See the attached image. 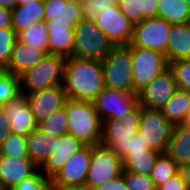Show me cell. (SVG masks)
I'll return each instance as SVG.
<instances>
[{
	"label": "cell",
	"instance_id": "cell-36",
	"mask_svg": "<svg viewBox=\"0 0 190 190\" xmlns=\"http://www.w3.org/2000/svg\"><path fill=\"white\" fill-rule=\"evenodd\" d=\"M128 190H156L149 175H140L130 171L122 172Z\"/></svg>",
	"mask_w": 190,
	"mask_h": 190
},
{
	"label": "cell",
	"instance_id": "cell-52",
	"mask_svg": "<svg viewBox=\"0 0 190 190\" xmlns=\"http://www.w3.org/2000/svg\"><path fill=\"white\" fill-rule=\"evenodd\" d=\"M68 1H74V2H76V3L82 4V2H83L84 0H68Z\"/></svg>",
	"mask_w": 190,
	"mask_h": 190
},
{
	"label": "cell",
	"instance_id": "cell-44",
	"mask_svg": "<svg viewBox=\"0 0 190 190\" xmlns=\"http://www.w3.org/2000/svg\"><path fill=\"white\" fill-rule=\"evenodd\" d=\"M94 190H128L125 184L123 175L121 174L117 178L104 182L102 185L98 186Z\"/></svg>",
	"mask_w": 190,
	"mask_h": 190
},
{
	"label": "cell",
	"instance_id": "cell-53",
	"mask_svg": "<svg viewBox=\"0 0 190 190\" xmlns=\"http://www.w3.org/2000/svg\"><path fill=\"white\" fill-rule=\"evenodd\" d=\"M190 7V0H183Z\"/></svg>",
	"mask_w": 190,
	"mask_h": 190
},
{
	"label": "cell",
	"instance_id": "cell-28",
	"mask_svg": "<svg viewBox=\"0 0 190 190\" xmlns=\"http://www.w3.org/2000/svg\"><path fill=\"white\" fill-rule=\"evenodd\" d=\"M17 40L47 52L48 30L46 21L35 22L16 34Z\"/></svg>",
	"mask_w": 190,
	"mask_h": 190
},
{
	"label": "cell",
	"instance_id": "cell-23",
	"mask_svg": "<svg viewBox=\"0 0 190 190\" xmlns=\"http://www.w3.org/2000/svg\"><path fill=\"white\" fill-rule=\"evenodd\" d=\"M44 0L34 1L24 6H16L11 10V28L17 34L35 22L45 20Z\"/></svg>",
	"mask_w": 190,
	"mask_h": 190
},
{
	"label": "cell",
	"instance_id": "cell-20",
	"mask_svg": "<svg viewBox=\"0 0 190 190\" xmlns=\"http://www.w3.org/2000/svg\"><path fill=\"white\" fill-rule=\"evenodd\" d=\"M47 54L48 53L43 49L22 43L16 39L5 70L9 73L20 76L27 69L40 62Z\"/></svg>",
	"mask_w": 190,
	"mask_h": 190
},
{
	"label": "cell",
	"instance_id": "cell-16",
	"mask_svg": "<svg viewBox=\"0 0 190 190\" xmlns=\"http://www.w3.org/2000/svg\"><path fill=\"white\" fill-rule=\"evenodd\" d=\"M26 101L37 122L61 109L67 100L63 85L53 86L38 92L25 94Z\"/></svg>",
	"mask_w": 190,
	"mask_h": 190
},
{
	"label": "cell",
	"instance_id": "cell-35",
	"mask_svg": "<svg viewBox=\"0 0 190 190\" xmlns=\"http://www.w3.org/2000/svg\"><path fill=\"white\" fill-rule=\"evenodd\" d=\"M11 190H55L50 179L46 178L40 170L33 176L22 180Z\"/></svg>",
	"mask_w": 190,
	"mask_h": 190
},
{
	"label": "cell",
	"instance_id": "cell-14",
	"mask_svg": "<svg viewBox=\"0 0 190 190\" xmlns=\"http://www.w3.org/2000/svg\"><path fill=\"white\" fill-rule=\"evenodd\" d=\"M176 90L174 74L168 68L138 93V103L143 108L161 110Z\"/></svg>",
	"mask_w": 190,
	"mask_h": 190
},
{
	"label": "cell",
	"instance_id": "cell-47",
	"mask_svg": "<svg viewBox=\"0 0 190 190\" xmlns=\"http://www.w3.org/2000/svg\"><path fill=\"white\" fill-rule=\"evenodd\" d=\"M179 173L181 174L187 189L190 190V162L181 165L179 167Z\"/></svg>",
	"mask_w": 190,
	"mask_h": 190
},
{
	"label": "cell",
	"instance_id": "cell-38",
	"mask_svg": "<svg viewBox=\"0 0 190 190\" xmlns=\"http://www.w3.org/2000/svg\"><path fill=\"white\" fill-rule=\"evenodd\" d=\"M120 11L135 25L143 21L141 0H118Z\"/></svg>",
	"mask_w": 190,
	"mask_h": 190
},
{
	"label": "cell",
	"instance_id": "cell-34",
	"mask_svg": "<svg viewBox=\"0 0 190 190\" xmlns=\"http://www.w3.org/2000/svg\"><path fill=\"white\" fill-rule=\"evenodd\" d=\"M177 89L190 91V59L173 61L169 63Z\"/></svg>",
	"mask_w": 190,
	"mask_h": 190
},
{
	"label": "cell",
	"instance_id": "cell-40",
	"mask_svg": "<svg viewBox=\"0 0 190 190\" xmlns=\"http://www.w3.org/2000/svg\"><path fill=\"white\" fill-rule=\"evenodd\" d=\"M68 0H44L45 21L63 17L64 6Z\"/></svg>",
	"mask_w": 190,
	"mask_h": 190
},
{
	"label": "cell",
	"instance_id": "cell-17",
	"mask_svg": "<svg viewBox=\"0 0 190 190\" xmlns=\"http://www.w3.org/2000/svg\"><path fill=\"white\" fill-rule=\"evenodd\" d=\"M48 30L47 53L63 56L65 58L73 56L74 48V26L69 20L62 17L46 20Z\"/></svg>",
	"mask_w": 190,
	"mask_h": 190
},
{
	"label": "cell",
	"instance_id": "cell-46",
	"mask_svg": "<svg viewBox=\"0 0 190 190\" xmlns=\"http://www.w3.org/2000/svg\"><path fill=\"white\" fill-rule=\"evenodd\" d=\"M11 26V10L4 7H0V28H7Z\"/></svg>",
	"mask_w": 190,
	"mask_h": 190
},
{
	"label": "cell",
	"instance_id": "cell-37",
	"mask_svg": "<svg viewBox=\"0 0 190 190\" xmlns=\"http://www.w3.org/2000/svg\"><path fill=\"white\" fill-rule=\"evenodd\" d=\"M117 4L118 0H84L81 4L83 19L94 20L106 7Z\"/></svg>",
	"mask_w": 190,
	"mask_h": 190
},
{
	"label": "cell",
	"instance_id": "cell-50",
	"mask_svg": "<svg viewBox=\"0 0 190 190\" xmlns=\"http://www.w3.org/2000/svg\"><path fill=\"white\" fill-rule=\"evenodd\" d=\"M183 125L190 128V111L187 114V117H186L185 121L183 122Z\"/></svg>",
	"mask_w": 190,
	"mask_h": 190
},
{
	"label": "cell",
	"instance_id": "cell-7",
	"mask_svg": "<svg viewBox=\"0 0 190 190\" xmlns=\"http://www.w3.org/2000/svg\"><path fill=\"white\" fill-rule=\"evenodd\" d=\"M131 57L133 92L136 94L169 68L165 54L157 50L131 46Z\"/></svg>",
	"mask_w": 190,
	"mask_h": 190
},
{
	"label": "cell",
	"instance_id": "cell-49",
	"mask_svg": "<svg viewBox=\"0 0 190 190\" xmlns=\"http://www.w3.org/2000/svg\"><path fill=\"white\" fill-rule=\"evenodd\" d=\"M34 1H40V0H18L17 6H24Z\"/></svg>",
	"mask_w": 190,
	"mask_h": 190
},
{
	"label": "cell",
	"instance_id": "cell-6",
	"mask_svg": "<svg viewBox=\"0 0 190 190\" xmlns=\"http://www.w3.org/2000/svg\"><path fill=\"white\" fill-rule=\"evenodd\" d=\"M101 62L106 88L133 92L131 46H114Z\"/></svg>",
	"mask_w": 190,
	"mask_h": 190
},
{
	"label": "cell",
	"instance_id": "cell-11",
	"mask_svg": "<svg viewBox=\"0 0 190 190\" xmlns=\"http://www.w3.org/2000/svg\"><path fill=\"white\" fill-rule=\"evenodd\" d=\"M172 24L161 17L147 18L135 24L129 46L153 49L166 53Z\"/></svg>",
	"mask_w": 190,
	"mask_h": 190
},
{
	"label": "cell",
	"instance_id": "cell-10",
	"mask_svg": "<svg viewBox=\"0 0 190 190\" xmlns=\"http://www.w3.org/2000/svg\"><path fill=\"white\" fill-rule=\"evenodd\" d=\"M92 146L85 145L70 156L66 164L52 179L55 190L85 187L91 161Z\"/></svg>",
	"mask_w": 190,
	"mask_h": 190
},
{
	"label": "cell",
	"instance_id": "cell-45",
	"mask_svg": "<svg viewBox=\"0 0 190 190\" xmlns=\"http://www.w3.org/2000/svg\"><path fill=\"white\" fill-rule=\"evenodd\" d=\"M10 134V121L3 109L0 107V146Z\"/></svg>",
	"mask_w": 190,
	"mask_h": 190
},
{
	"label": "cell",
	"instance_id": "cell-30",
	"mask_svg": "<svg viewBox=\"0 0 190 190\" xmlns=\"http://www.w3.org/2000/svg\"><path fill=\"white\" fill-rule=\"evenodd\" d=\"M68 116L64 107L53 112L49 117L38 122V130L42 133L59 137L67 133Z\"/></svg>",
	"mask_w": 190,
	"mask_h": 190
},
{
	"label": "cell",
	"instance_id": "cell-13",
	"mask_svg": "<svg viewBox=\"0 0 190 190\" xmlns=\"http://www.w3.org/2000/svg\"><path fill=\"white\" fill-rule=\"evenodd\" d=\"M94 21L114 46L129 45L134 24L120 11L118 5L106 7Z\"/></svg>",
	"mask_w": 190,
	"mask_h": 190
},
{
	"label": "cell",
	"instance_id": "cell-4",
	"mask_svg": "<svg viewBox=\"0 0 190 190\" xmlns=\"http://www.w3.org/2000/svg\"><path fill=\"white\" fill-rule=\"evenodd\" d=\"M141 106L139 103L124 117L102 122L101 145L108 147L122 161L127 157V142L138 133Z\"/></svg>",
	"mask_w": 190,
	"mask_h": 190
},
{
	"label": "cell",
	"instance_id": "cell-3",
	"mask_svg": "<svg viewBox=\"0 0 190 190\" xmlns=\"http://www.w3.org/2000/svg\"><path fill=\"white\" fill-rule=\"evenodd\" d=\"M65 61L66 58L63 56L47 54L35 66L19 76L21 93L30 94L63 85Z\"/></svg>",
	"mask_w": 190,
	"mask_h": 190
},
{
	"label": "cell",
	"instance_id": "cell-8",
	"mask_svg": "<svg viewBox=\"0 0 190 190\" xmlns=\"http://www.w3.org/2000/svg\"><path fill=\"white\" fill-rule=\"evenodd\" d=\"M173 127L174 125L160 110L141 106L138 133L150 149L160 154L166 153Z\"/></svg>",
	"mask_w": 190,
	"mask_h": 190
},
{
	"label": "cell",
	"instance_id": "cell-12",
	"mask_svg": "<svg viewBox=\"0 0 190 190\" xmlns=\"http://www.w3.org/2000/svg\"><path fill=\"white\" fill-rule=\"evenodd\" d=\"M97 115L101 121L124 117L138 104V94L104 88L93 101Z\"/></svg>",
	"mask_w": 190,
	"mask_h": 190
},
{
	"label": "cell",
	"instance_id": "cell-19",
	"mask_svg": "<svg viewBox=\"0 0 190 190\" xmlns=\"http://www.w3.org/2000/svg\"><path fill=\"white\" fill-rule=\"evenodd\" d=\"M39 170L31 159H12L0 156V185L11 190L19 182L33 176Z\"/></svg>",
	"mask_w": 190,
	"mask_h": 190
},
{
	"label": "cell",
	"instance_id": "cell-48",
	"mask_svg": "<svg viewBox=\"0 0 190 190\" xmlns=\"http://www.w3.org/2000/svg\"><path fill=\"white\" fill-rule=\"evenodd\" d=\"M18 0H0V7L13 10L17 6Z\"/></svg>",
	"mask_w": 190,
	"mask_h": 190
},
{
	"label": "cell",
	"instance_id": "cell-33",
	"mask_svg": "<svg viewBox=\"0 0 190 190\" xmlns=\"http://www.w3.org/2000/svg\"><path fill=\"white\" fill-rule=\"evenodd\" d=\"M16 39V33L11 27L0 28V67L2 69L8 65Z\"/></svg>",
	"mask_w": 190,
	"mask_h": 190
},
{
	"label": "cell",
	"instance_id": "cell-22",
	"mask_svg": "<svg viewBox=\"0 0 190 190\" xmlns=\"http://www.w3.org/2000/svg\"><path fill=\"white\" fill-rule=\"evenodd\" d=\"M165 154L179 167L190 162V128L183 124L173 127Z\"/></svg>",
	"mask_w": 190,
	"mask_h": 190
},
{
	"label": "cell",
	"instance_id": "cell-1",
	"mask_svg": "<svg viewBox=\"0 0 190 190\" xmlns=\"http://www.w3.org/2000/svg\"><path fill=\"white\" fill-rule=\"evenodd\" d=\"M67 99L93 102L105 88L102 62L78 58H66L64 81Z\"/></svg>",
	"mask_w": 190,
	"mask_h": 190
},
{
	"label": "cell",
	"instance_id": "cell-2",
	"mask_svg": "<svg viewBox=\"0 0 190 190\" xmlns=\"http://www.w3.org/2000/svg\"><path fill=\"white\" fill-rule=\"evenodd\" d=\"M63 107L68 116L67 133L84 145H99L102 137V121L97 115L93 102L67 99Z\"/></svg>",
	"mask_w": 190,
	"mask_h": 190
},
{
	"label": "cell",
	"instance_id": "cell-41",
	"mask_svg": "<svg viewBox=\"0 0 190 190\" xmlns=\"http://www.w3.org/2000/svg\"><path fill=\"white\" fill-rule=\"evenodd\" d=\"M149 149L147 143L139 133L131 136L127 142V156L133 153L147 152Z\"/></svg>",
	"mask_w": 190,
	"mask_h": 190
},
{
	"label": "cell",
	"instance_id": "cell-51",
	"mask_svg": "<svg viewBox=\"0 0 190 190\" xmlns=\"http://www.w3.org/2000/svg\"><path fill=\"white\" fill-rule=\"evenodd\" d=\"M67 190H91V189L86 188V187H81V188H72V189H67Z\"/></svg>",
	"mask_w": 190,
	"mask_h": 190
},
{
	"label": "cell",
	"instance_id": "cell-9",
	"mask_svg": "<svg viewBox=\"0 0 190 190\" xmlns=\"http://www.w3.org/2000/svg\"><path fill=\"white\" fill-rule=\"evenodd\" d=\"M123 172V161L108 147L101 144L92 146L86 188L94 190L104 182L113 180Z\"/></svg>",
	"mask_w": 190,
	"mask_h": 190
},
{
	"label": "cell",
	"instance_id": "cell-5",
	"mask_svg": "<svg viewBox=\"0 0 190 190\" xmlns=\"http://www.w3.org/2000/svg\"><path fill=\"white\" fill-rule=\"evenodd\" d=\"M113 47L94 20L82 19L74 27L73 56L102 61Z\"/></svg>",
	"mask_w": 190,
	"mask_h": 190
},
{
	"label": "cell",
	"instance_id": "cell-21",
	"mask_svg": "<svg viewBox=\"0 0 190 190\" xmlns=\"http://www.w3.org/2000/svg\"><path fill=\"white\" fill-rule=\"evenodd\" d=\"M165 56L168 63L190 59V22L172 24Z\"/></svg>",
	"mask_w": 190,
	"mask_h": 190
},
{
	"label": "cell",
	"instance_id": "cell-39",
	"mask_svg": "<svg viewBox=\"0 0 190 190\" xmlns=\"http://www.w3.org/2000/svg\"><path fill=\"white\" fill-rule=\"evenodd\" d=\"M75 27L82 19V5L74 1H67L64 6L63 17Z\"/></svg>",
	"mask_w": 190,
	"mask_h": 190
},
{
	"label": "cell",
	"instance_id": "cell-32",
	"mask_svg": "<svg viewBox=\"0 0 190 190\" xmlns=\"http://www.w3.org/2000/svg\"><path fill=\"white\" fill-rule=\"evenodd\" d=\"M0 156L12 159H30L27 153L26 137L10 134L0 146Z\"/></svg>",
	"mask_w": 190,
	"mask_h": 190
},
{
	"label": "cell",
	"instance_id": "cell-24",
	"mask_svg": "<svg viewBox=\"0 0 190 190\" xmlns=\"http://www.w3.org/2000/svg\"><path fill=\"white\" fill-rule=\"evenodd\" d=\"M160 111L174 126L183 124L190 111V91L177 89Z\"/></svg>",
	"mask_w": 190,
	"mask_h": 190
},
{
	"label": "cell",
	"instance_id": "cell-31",
	"mask_svg": "<svg viewBox=\"0 0 190 190\" xmlns=\"http://www.w3.org/2000/svg\"><path fill=\"white\" fill-rule=\"evenodd\" d=\"M20 94V77L2 69L0 71V107Z\"/></svg>",
	"mask_w": 190,
	"mask_h": 190
},
{
	"label": "cell",
	"instance_id": "cell-15",
	"mask_svg": "<svg viewBox=\"0 0 190 190\" xmlns=\"http://www.w3.org/2000/svg\"><path fill=\"white\" fill-rule=\"evenodd\" d=\"M84 146L80 140L69 133L56 137L52 141L49 158L39 168L40 172L51 180L60 172L70 156L81 150Z\"/></svg>",
	"mask_w": 190,
	"mask_h": 190
},
{
	"label": "cell",
	"instance_id": "cell-26",
	"mask_svg": "<svg viewBox=\"0 0 190 190\" xmlns=\"http://www.w3.org/2000/svg\"><path fill=\"white\" fill-rule=\"evenodd\" d=\"M158 17L171 24L190 22V7L183 0H158Z\"/></svg>",
	"mask_w": 190,
	"mask_h": 190
},
{
	"label": "cell",
	"instance_id": "cell-27",
	"mask_svg": "<svg viewBox=\"0 0 190 190\" xmlns=\"http://www.w3.org/2000/svg\"><path fill=\"white\" fill-rule=\"evenodd\" d=\"M160 153L149 149L147 152L133 153L123 160V170L140 175H150Z\"/></svg>",
	"mask_w": 190,
	"mask_h": 190
},
{
	"label": "cell",
	"instance_id": "cell-42",
	"mask_svg": "<svg viewBox=\"0 0 190 190\" xmlns=\"http://www.w3.org/2000/svg\"><path fill=\"white\" fill-rule=\"evenodd\" d=\"M156 190H188L180 173L168 179L164 184L156 188Z\"/></svg>",
	"mask_w": 190,
	"mask_h": 190
},
{
	"label": "cell",
	"instance_id": "cell-18",
	"mask_svg": "<svg viewBox=\"0 0 190 190\" xmlns=\"http://www.w3.org/2000/svg\"><path fill=\"white\" fill-rule=\"evenodd\" d=\"M10 121L12 134L26 137L38 129V122L28 106L25 94L21 93L16 98L9 100L1 106Z\"/></svg>",
	"mask_w": 190,
	"mask_h": 190
},
{
	"label": "cell",
	"instance_id": "cell-43",
	"mask_svg": "<svg viewBox=\"0 0 190 190\" xmlns=\"http://www.w3.org/2000/svg\"><path fill=\"white\" fill-rule=\"evenodd\" d=\"M158 0H141V10L143 11V21L147 18L157 17Z\"/></svg>",
	"mask_w": 190,
	"mask_h": 190
},
{
	"label": "cell",
	"instance_id": "cell-29",
	"mask_svg": "<svg viewBox=\"0 0 190 190\" xmlns=\"http://www.w3.org/2000/svg\"><path fill=\"white\" fill-rule=\"evenodd\" d=\"M179 173V166L165 153L160 154L150 172L154 186L157 188Z\"/></svg>",
	"mask_w": 190,
	"mask_h": 190
},
{
	"label": "cell",
	"instance_id": "cell-25",
	"mask_svg": "<svg viewBox=\"0 0 190 190\" xmlns=\"http://www.w3.org/2000/svg\"><path fill=\"white\" fill-rule=\"evenodd\" d=\"M56 137L42 133L35 129L26 136V146L29 158L40 168L50 155L52 141Z\"/></svg>",
	"mask_w": 190,
	"mask_h": 190
}]
</instances>
